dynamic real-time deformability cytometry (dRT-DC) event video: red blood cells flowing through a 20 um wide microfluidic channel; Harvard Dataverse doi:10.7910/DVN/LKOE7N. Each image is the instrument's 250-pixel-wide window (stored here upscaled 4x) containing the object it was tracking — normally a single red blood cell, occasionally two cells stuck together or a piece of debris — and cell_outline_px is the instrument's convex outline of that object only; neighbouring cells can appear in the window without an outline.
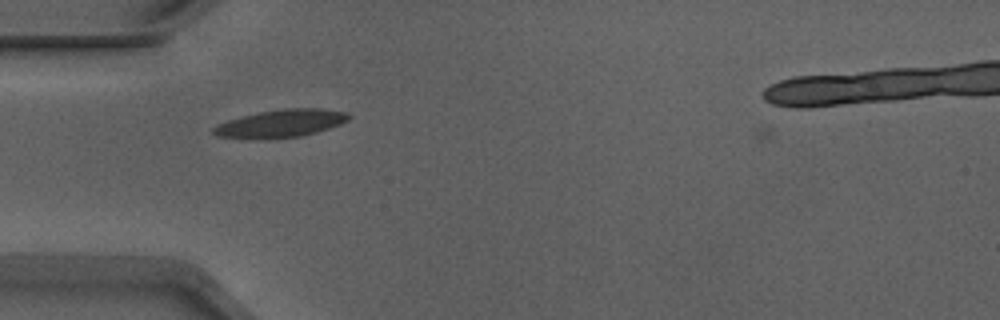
{"species": "Egyptian fruit bat (a non-hibernating species)", "species_latin": "Rousettus aegyptiacus", "temperature_condition": "warm", "stored_images_in_passage": 38, "camera_frame_rate_fps": 3000, "um_per_image_px": 0.085, "animal": {"sex": "male"}, "frame": {"image": 1, "passage_image": 3, "time_ms": 0.667, "image_size_px": [1000, 320], "cell_outline_px": [[352, 116], [348, 120], [340, 124], [316, 132], [300, 136], [264, 140], [252, 140], [216, 136], [212, 132], [212, 128], [228, 120], [240, 116], [260, 112], [284, 108], [320, 108], [348, 112]], "centroid_in_image_um": [23.85, 10.51], "position_along_channel_um": 61.2, "area_um2": 22.2}}
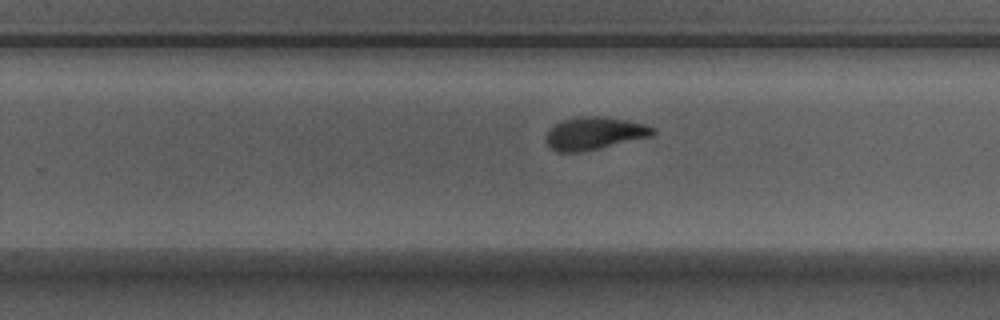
{"frame": {"image": 2, "passage_image": 20, "time_ms": 6.333, "image_size_px": [1000, 320], "cell_outline_px": [[656, 132], [652, 136], [596, 148], [576, 152], [556, 152], [544, 140], [544, 136], [560, 120], [580, 116], [604, 116], [628, 120], [644, 124], [656, 128]], "centroid_in_image_um": [50.51, 11.31], "position_along_channel_um": 279.3, "area_um2": 20.17}}
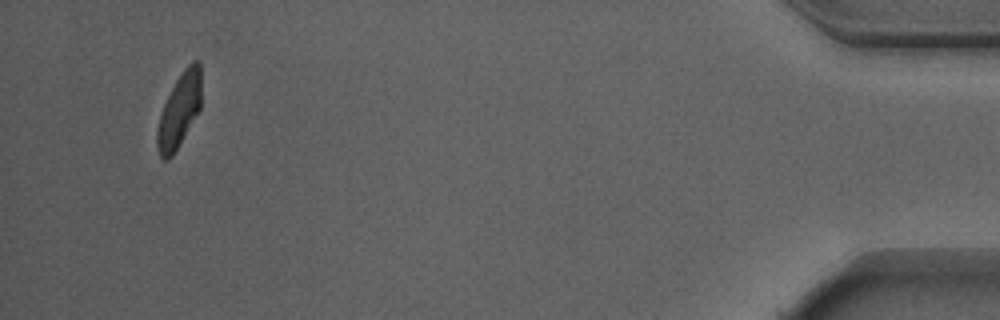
{"frame": {"image": 3, "passage_image": 37, "time_ms": 12.0, "image_size_px": [1000, 320], "cell_outline_px": [[200, 108], [172, 156], [168, 160], [164, 160], [160, 156], [156, 144], [156, 132], [160, 116], [164, 104], [176, 80], [184, 68], [192, 60], [200, 60]], "centroid_in_image_um": [15.23, 9.37], "position_along_channel_um": 420.0, "area_um2": 18.61}}